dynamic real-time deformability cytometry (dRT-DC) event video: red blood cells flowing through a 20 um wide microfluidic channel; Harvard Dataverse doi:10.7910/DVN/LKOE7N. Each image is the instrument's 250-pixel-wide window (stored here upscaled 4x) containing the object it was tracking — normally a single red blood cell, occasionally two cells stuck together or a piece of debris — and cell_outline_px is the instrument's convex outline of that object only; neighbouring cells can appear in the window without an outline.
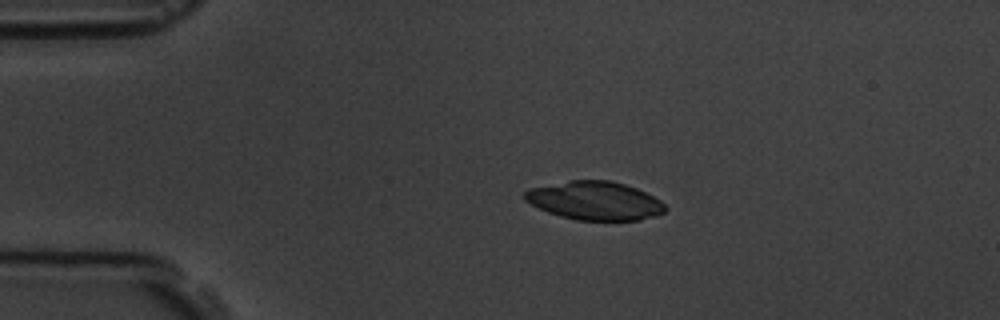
{"species": "common noctule bat (a hibernating species)", "species_latin": "Nyctalus noctula", "temperature_condition": "room temperature", "stored_images_in_passage": 3, "camera_frame_rate_fps": 3000, "um_per_image_px": 0.085, "animal": {"sex": "male", "body_mass_g": 19.5, "forearm_length_mm": 54.6}, "frame": {"image": 1, "passage_image": 2, "time_ms": 1.0, "image_size_px": [1000, 320], "cell_outline_px": [[668, 208], [664, 212], [656, 216], [640, 220], [576, 220], [560, 216], [548, 212], [524, 200], [524, 192], [532, 188], [568, 180], [608, 180], [624, 184], [636, 188], [660, 200]], "centroid_in_image_um": [50.58, 17.06], "position_along_channel_um": 34.4, "area_um2": 31.39}}